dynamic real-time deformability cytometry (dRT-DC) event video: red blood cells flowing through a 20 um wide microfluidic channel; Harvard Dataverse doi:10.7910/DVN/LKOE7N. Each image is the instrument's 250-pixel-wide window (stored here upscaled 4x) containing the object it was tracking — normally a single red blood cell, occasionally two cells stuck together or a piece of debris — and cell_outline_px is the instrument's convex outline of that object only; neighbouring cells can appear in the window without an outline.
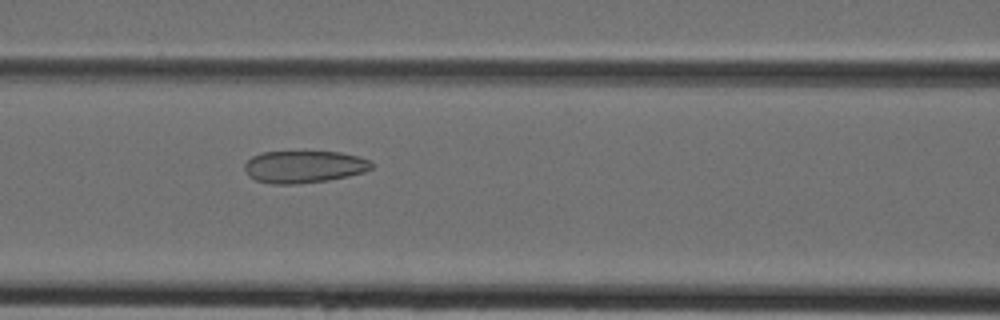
{"species": "Egyptian fruit bat (a non-hibernating species)", "species_latin": "Rousettus aegyptiacus", "temperature_condition": "cold", "stored_images_in_passage": 43, "camera_frame_rate_fps": 3000, "um_per_image_px": 0.085, "animal": {"sex": "female"}, "frame": {"image": 1, "passage_image": 19, "time_ms": 6.0, "image_size_px": [1000, 320], "cell_outline_px": [[372, 168], [364, 172], [348, 176], [328, 180], [296, 184], [272, 184], [256, 180], [248, 176], [244, 168], [244, 164], [252, 156], [264, 152], [340, 152], [356, 156], [368, 160], [372, 164]], "centroid_in_image_um": [25.81, 14.18], "position_along_channel_um": 140.8, "area_um2": 23.7}}
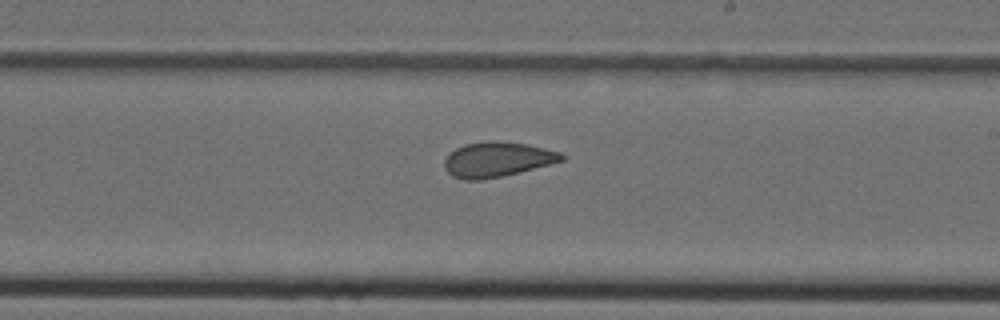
{"frame": {"image": 2, "passage_image": 26, "time_ms": 8.333, "image_size_px": [1000, 320], "cell_outline_px": [[564, 160], [500, 176], [480, 180], [464, 180], [452, 176], [444, 168], [444, 160], [456, 148], [464, 144], [488, 140], [496, 140], [528, 144], [560, 152], [564, 156]], "centroid_in_image_um": [42.22, 13.53], "position_along_channel_um": 246.8, "area_um2": 23.58}}
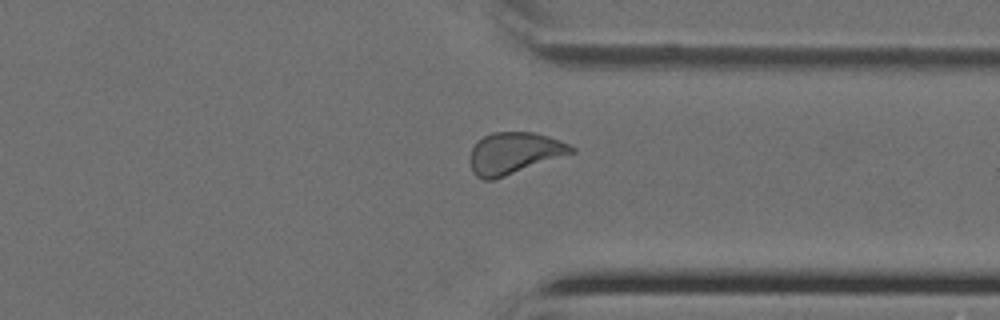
{"frame": {"image": 3, "passage_image": 34, "time_ms": 11.0, "image_size_px": [1000, 320], "cell_outline_px": [[576, 152], [492, 180], [484, 180], [476, 176], [472, 172], [468, 160], [472, 148], [476, 140], [492, 132], [532, 132], [548, 136], [560, 140], [576, 148]], "centroid_in_image_um": [43.67, 13.01], "position_along_channel_um": 367.7, "area_um2": 24.68}}